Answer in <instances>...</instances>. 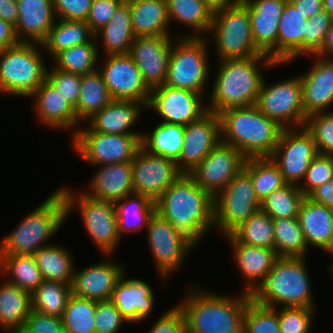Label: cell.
<instances>
[{
	"label": "cell",
	"instance_id": "1",
	"mask_svg": "<svg viewBox=\"0 0 333 333\" xmlns=\"http://www.w3.org/2000/svg\"><path fill=\"white\" fill-rule=\"evenodd\" d=\"M155 204L156 212L194 248L214 228V197L188 174L180 176Z\"/></svg>",
	"mask_w": 333,
	"mask_h": 333
},
{
	"label": "cell",
	"instance_id": "2",
	"mask_svg": "<svg viewBox=\"0 0 333 333\" xmlns=\"http://www.w3.org/2000/svg\"><path fill=\"white\" fill-rule=\"evenodd\" d=\"M188 287L187 296L177 303L185 316L186 333H244L245 312L251 294L237 297Z\"/></svg>",
	"mask_w": 333,
	"mask_h": 333
},
{
	"label": "cell",
	"instance_id": "3",
	"mask_svg": "<svg viewBox=\"0 0 333 333\" xmlns=\"http://www.w3.org/2000/svg\"><path fill=\"white\" fill-rule=\"evenodd\" d=\"M218 63L213 89L209 95L210 100L207 103V110L216 114L228 108L256 105L264 79L261 69L283 65L275 63L268 55L220 60Z\"/></svg>",
	"mask_w": 333,
	"mask_h": 333
},
{
	"label": "cell",
	"instance_id": "4",
	"mask_svg": "<svg viewBox=\"0 0 333 333\" xmlns=\"http://www.w3.org/2000/svg\"><path fill=\"white\" fill-rule=\"evenodd\" d=\"M221 141L248 158L270 157L283 128L256 105L233 107L219 113Z\"/></svg>",
	"mask_w": 333,
	"mask_h": 333
},
{
	"label": "cell",
	"instance_id": "5",
	"mask_svg": "<svg viewBox=\"0 0 333 333\" xmlns=\"http://www.w3.org/2000/svg\"><path fill=\"white\" fill-rule=\"evenodd\" d=\"M66 219L65 199L56 189L3 237L0 256L33 255L39 248L51 244L48 240L58 233Z\"/></svg>",
	"mask_w": 333,
	"mask_h": 333
},
{
	"label": "cell",
	"instance_id": "6",
	"mask_svg": "<svg viewBox=\"0 0 333 333\" xmlns=\"http://www.w3.org/2000/svg\"><path fill=\"white\" fill-rule=\"evenodd\" d=\"M306 258L279 257L251 294L263 306L316 308ZM281 305V306H280Z\"/></svg>",
	"mask_w": 333,
	"mask_h": 333
},
{
	"label": "cell",
	"instance_id": "7",
	"mask_svg": "<svg viewBox=\"0 0 333 333\" xmlns=\"http://www.w3.org/2000/svg\"><path fill=\"white\" fill-rule=\"evenodd\" d=\"M40 43L20 42L0 51V93L30 97L46 80L48 66Z\"/></svg>",
	"mask_w": 333,
	"mask_h": 333
},
{
	"label": "cell",
	"instance_id": "8",
	"mask_svg": "<svg viewBox=\"0 0 333 333\" xmlns=\"http://www.w3.org/2000/svg\"><path fill=\"white\" fill-rule=\"evenodd\" d=\"M209 46L206 36L175 34L164 85L190 90L206 98L205 88L208 89L210 76Z\"/></svg>",
	"mask_w": 333,
	"mask_h": 333
},
{
	"label": "cell",
	"instance_id": "9",
	"mask_svg": "<svg viewBox=\"0 0 333 333\" xmlns=\"http://www.w3.org/2000/svg\"><path fill=\"white\" fill-rule=\"evenodd\" d=\"M206 37L208 42H213L218 61L265 55L255 46L249 12L242 0L213 12L212 25Z\"/></svg>",
	"mask_w": 333,
	"mask_h": 333
},
{
	"label": "cell",
	"instance_id": "10",
	"mask_svg": "<svg viewBox=\"0 0 333 333\" xmlns=\"http://www.w3.org/2000/svg\"><path fill=\"white\" fill-rule=\"evenodd\" d=\"M66 203L67 218L72 210H79L83 227L96 248L105 255H113L121 237L118 233L117 215L114 203L90 197L84 191L73 192L72 188H58Z\"/></svg>",
	"mask_w": 333,
	"mask_h": 333
},
{
	"label": "cell",
	"instance_id": "11",
	"mask_svg": "<svg viewBox=\"0 0 333 333\" xmlns=\"http://www.w3.org/2000/svg\"><path fill=\"white\" fill-rule=\"evenodd\" d=\"M250 174L243 168L214 197V230L225 237L260 210Z\"/></svg>",
	"mask_w": 333,
	"mask_h": 333
},
{
	"label": "cell",
	"instance_id": "12",
	"mask_svg": "<svg viewBox=\"0 0 333 333\" xmlns=\"http://www.w3.org/2000/svg\"><path fill=\"white\" fill-rule=\"evenodd\" d=\"M142 135L105 134L81 127L70 139L71 147L88 165L102 166L121 162H132Z\"/></svg>",
	"mask_w": 333,
	"mask_h": 333
},
{
	"label": "cell",
	"instance_id": "13",
	"mask_svg": "<svg viewBox=\"0 0 333 333\" xmlns=\"http://www.w3.org/2000/svg\"><path fill=\"white\" fill-rule=\"evenodd\" d=\"M256 106L283 129L304 127L307 117L302 105L299 75L273 84L264 78Z\"/></svg>",
	"mask_w": 333,
	"mask_h": 333
},
{
	"label": "cell",
	"instance_id": "14",
	"mask_svg": "<svg viewBox=\"0 0 333 333\" xmlns=\"http://www.w3.org/2000/svg\"><path fill=\"white\" fill-rule=\"evenodd\" d=\"M318 155L312 135L305 127L283 129L270 158L287 184L299 186L310 163Z\"/></svg>",
	"mask_w": 333,
	"mask_h": 333
},
{
	"label": "cell",
	"instance_id": "15",
	"mask_svg": "<svg viewBox=\"0 0 333 333\" xmlns=\"http://www.w3.org/2000/svg\"><path fill=\"white\" fill-rule=\"evenodd\" d=\"M145 231L157 272L160 278L167 280L173 272L181 268L194 247L178 235L174 226L156 211Z\"/></svg>",
	"mask_w": 333,
	"mask_h": 333
},
{
	"label": "cell",
	"instance_id": "16",
	"mask_svg": "<svg viewBox=\"0 0 333 333\" xmlns=\"http://www.w3.org/2000/svg\"><path fill=\"white\" fill-rule=\"evenodd\" d=\"M132 164L133 193L156 201L183 173L176 162L139 147Z\"/></svg>",
	"mask_w": 333,
	"mask_h": 333
},
{
	"label": "cell",
	"instance_id": "17",
	"mask_svg": "<svg viewBox=\"0 0 333 333\" xmlns=\"http://www.w3.org/2000/svg\"><path fill=\"white\" fill-rule=\"evenodd\" d=\"M207 106L201 94L162 85L151 90L146 109L156 112L162 122L186 126L205 115Z\"/></svg>",
	"mask_w": 333,
	"mask_h": 333
},
{
	"label": "cell",
	"instance_id": "18",
	"mask_svg": "<svg viewBox=\"0 0 333 333\" xmlns=\"http://www.w3.org/2000/svg\"><path fill=\"white\" fill-rule=\"evenodd\" d=\"M245 160L238 149L221 141L188 175L215 197L243 169Z\"/></svg>",
	"mask_w": 333,
	"mask_h": 333
},
{
	"label": "cell",
	"instance_id": "19",
	"mask_svg": "<svg viewBox=\"0 0 333 333\" xmlns=\"http://www.w3.org/2000/svg\"><path fill=\"white\" fill-rule=\"evenodd\" d=\"M106 57L98 70L102 73L111 99L138 101L147 106L151 90L131 56L127 53Z\"/></svg>",
	"mask_w": 333,
	"mask_h": 333
},
{
	"label": "cell",
	"instance_id": "20",
	"mask_svg": "<svg viewBox=\"0 0 333 333\" xmlns=\"http://www.w3.org/2000/svg\"><path fill=\"white\" fill-rule=\"evenodd\" d=\"M173 34L136 37L128 54L150 90L165 84Z\"/></svg>",
	"mask_w": 333,
	"mask_h": 333
},
{
	"label": "cell",
	"instance_id": "21",
	"mask_svg": "<svg viewBox=\"0 0 333 333\" xmlns=\"http://www.w3.org/2000/svg\"><path fill=\"white\" fill-rule=\"evenodd\" d=\"M221 142L219 114L207 112L185 126L182 151L176 161L183 174H189Z\"/></svg>",
	"mask_w": 333,
	"mask_h": 333
},
{
	"label": "cell",
	"instance_id": "22",
	"mask_svg": "<svg viewBox=\"0 0 333 333\" xmlns=\"http://www.w3.org/2000/svg\"><path fill=\"white\" fill-rule=\"evenodd\" d=\"M250 17L256 48L278 63V27L287 0H242Z\"/></svg>",
	"mask_w": 333,
	"mask_h": 333
},
{
	"label": "cell",
	"instance_id": "23",
	"mask_svg": "<svg viewBox=\"0 0 333 333\" xmlns=\"http://www.w3.org/2000/svg\"><path fill=\"white\" fill-rule=\"evenodd\" d=\"M313 63L304 74H299L302 86V105L305 116L331 112L333 104V57L311 55Z\"/></svg>",
	"mask_w": 333,
	"mask_h": 333
},
{
	"label": "cell",
	"instance_id": "24",
	"mask_svg": "<svg viewBox=\"0 0 333 333\" xmlns=\"http://www.w3.org/2000/svg\"><path fill=\"white\" fill-rule=\"evenodd\" d=\"M110 256L106 255L103 262L93 263L79 271L77 268L74 270L71 285L74 296L95 301L111 300L116 282L126 268L121 262H114L113 259L109 261L107 257Z\"/></svg>",
	"mask_w": 333,
	"mask_h": 333
},
{
	"label": "cell",
	"instance_id": "25",
	"mask_svg": "<svg viewBox=\"0 0 333 333\" xmlns=\"http://www.w3.org/2000/svg\"><path fill=\"white\" fill-rule=\"evenodd\" d=\"M33 98L37 119L47 127L70 130L71 137L80 128L75 109L47 79L29 97Z\"/></svg>",
	"mask_w": 333,
	"mask_h": 333
},
{
	"label": "cell",
	"instance_id": "26",
	"mask_svg": "<svg viewBox=\"0 0 333 333\" xmlns=\"http://www.w3.org/2000/svg\"><path fill=\"white\" fill-rule=\"evenodd\" d=\"M126 273L116 282L111 301L129 323L141 322L154 309L155 292L145 280L128 278Z\"/></svg>",
	"mask_w": 333,
	"mask_h": 333
},
{
	"label": "cell",
	"instance_id": "27",
	"mask_svg": "<svg viewBox=\"0 0 333 333\" xmlns=\"http://www.w3.org/2000/svg\"><path fill=\"white\" fill-rule=\"evenodd\" d=\"M223 238L229 242L235 266L244 280L243 292L252 294L279 258L275 249L238 243L231 235Z\"/></svg>",
	"mask_w": 333,
	"mask_h": 333
},
{
	"label": "cell",
	"instance_id": "28",
	"mask_svg": "<svg viewBox=\"0 0 333 333\" xmlns=\"http://www.w3.org/2000/svg\"><path fill=\"white\" fill-rule=\"evenodd\" d=\"M145 109L146 105L138 101L111 100L102 110L86 121V126L98 133L142 135L132 126L135 127L134 124H137L142 116V110Z\"/></svg>",
	"mask_w": 333,
	"mask_h": 333
},
{
	"label": "cell",
	"instance_id": "29",
	"mask_svg": "<svg viewBox=\"0 0 333 333\" xmlns=\"http://www.w3.org/2000/svg\"><path fill=\"white\" fill-rule=\"evenodd\" d=\"M18 20L15 26L20 42L42 43L57 20L52 0H17Z\"/></svg>",
	"mask_w": 333,
	"mask_h": 333
},
{
	"label": "cell",
	"instance_id": "30",
	"mask_svg": "<svg viewBox=\"0 0 333 333\" xmlns=\"http://www.w3.org/2000/svg\"><path fill=\"white\" fill-rule=\"evenodd\" d=\"M98 167L97 172L90 179L88 190H83L86 194L92 198L112 203L123 199L125 196L134 194L131 162Z\"/></svg>",
	"mask_w": 333,
	"mask_h": 333
},
{
	"label": "cell",
	"instance_id": "31",
	"mask_svg": "<svg viewBox=\"0 0 333 333\" xmlns=\"http://www.w3.org/2000/svg\"><path fill=\"white\" fill-rule=\"evenodd\" d=\"M298 220L308 247L314 246L333 256V211L305 197Z\"/></svg>",
	"mask_w": 333,
	"mask_h": 333
},
{
	"label": "cell",
	"instance_id": "32",
	"mask_svg": "<svg viewBox=\"0 0 333 333\" xmlns=\"http://www.w3.org/2000/svg\"><path fill=\"white\" fill-rule=\"evenodd\" d=\"M308 18L287 0L278 27V63L304 56V32Z\"/></svg>",
	"mask_w": 333,
	"mask_h": 333
},
{
	"label": "cell",
	"instance_id": "33",
	"mask_svg": "<svg viewBox=\"0 0 333 333\" xmlns=\"http://www.w3.org/2000/svg\"><path fill=\"white\" fill-rule=\"evenodd\" d=\"M136 37L171 35L166 0H126Z\"/></svg>",
	"mask_w": 333,
	"mask_h": 333
},
{
	"label": "cell",
	"instance_id": "34",
	"mask_svg": "<svg viewBox=\"0 0 333 333\" xmlns=\"http://www.w3.org/2000/svg\"><path fill=\"white\" fill-rule=\"evenodd\" d=\"M95 40L102 41L97 46L99 54L103 47L104 55L127 54L134 42L129 3L125 0L115 11L111 20L94 33ZM101 39V40H100Z\"/></svg>",
	"mask_w": 333,
	"mask_h": 333
},
{
	"label": "cell",
	"instance_id": "35",
	"mask_svg": "<svg viewBox=\"0 0 333 333\" xmlns=\"http://www.w3.org/2000/svg\"><path fill=\"white\" fill-rule=\"evenodd\" d=\"M0 284V328L18 333L32 312V293L1 280Z\"/></svg>",
	"mask_w": 333,
	"mask_h": 333
},
{
	"label": "cell",
	"instance_id": "36",
	"mask_svg": "<svg viewBox=\"0 0 333 333\" xmlns=\"http://www.w3.org/2000/svg\"><path fill=\"white\" fill-rule=\"evenodd\" d=\"M167 13L170 25L171 22L189 26L193 33H184L177 36L205 37L208 35L212 20L213 11L206 6L202 0H166Z\"/></svg>",
	"mask_w": 333,
	"mask_h": 333
},
{
	"label": "cell",
	"instance_id": "37",
	"mask_svg": "<svg viewBox=\"0 0 333 333\" xmlns=\"http://www.w3.org/2000/svg\"><path fill=\"white\" fill-rule=\"evenodd\" d=\"M118 233L140 232L146 230L151 216L156 211V204L149 197L141 194H131L114 203ZM144 228V229H143Z\"/></svg>",
	"mask_w": 333,
	"mask_h": 333
},
{
	"label": "cell",
	"instance_id": "38",
	"mask_svg": "<svg viewBox=\"0 0 333 333\" xmlns=\"http://www.w3.org/2000/svg\"><path fill=\"white\" fill-rule=\"evenodd\" d=\"M94 37L86 21L57 19L41 45L43 52L54 58L68 48L89 43Z\"/></svg>",
	"mask_w": 333,
	"mask_h": 333
},
{
	"label": "cell",
	"instance_id": "39",
	"mask_svg": "<svg viewBox=\"0 0 333 333\" xmlns=\"http://www.w3.org/2000/svg\"><path fill=\"white\" fill-rule=\"evenodd\" d=\"M72 253L59 244L39 248L34 254L43 280L72 285L75 264Z\"/></svg>",
	"mask_w": 333,
	"mask_h": 333
},
{
	"label": "cell",
	"instance_id": "40",
	"mask_svg": "<svg viewBox=\"0 0 333 333\" xmlns=\"http://www.w3.org/2000/svg\"><path fill=\"white\" fill-rule=\"evenodd\" d=\"M184 134V125L160 122L152 132H142L141 146L152 154L176 162L182 151Z\"/></svg>",
	"mask_w": 333,
	"mask_h": 333
},
{
	"label": "cell",
	"instance_id": "41",
	"mask_svg": "<svg viewBox=\"0 0 333 333\" xmlns=\"http://www.w3.org/2000/svg\"><path fill=\"white\" fill-rule=\"evenodd\" d=\"M111 100L102 73L98 69L82 75L78 103L74 108L77 120L80 123H86Z\"/></svg>",
	"mask_w": 333,
	"mask_h": 333
},
{
	"label": "cell",
	"instance_id": "42",
	"mask_svg": "<svg viewBox=\"0 0 333 333\" xmlns=\"http://www.w3.org/2000/svg\"><path fill=\"white\" fill-rule=\"evenodd\" d=\"M0 276L30 293L44 281L33 255L0 256Z\"/></svg>",
	"mask_w": 333,
	"mask_h": 333
},
{
	"label": "cell",
	"instance_id": "43",
	"mask_svg": "<svg viewBox=\"0 0 333 333\" xmlns=\"http://www.w3.org/2000/svg\"><path fill=\"white\" fill-rule=\"evenodd\" d=\"M273 231L278 257L306 258L309 247L298 218L273 219Z\"/></svg>",
	"mask_w": 333,
	"mask_h": 333
},
{
	"label": "cell",
	"instance_id": "44",
	"mask_svg": "<svg viewBox=\"0 0 333 333\" xmlns=\"http://www.w3.org/2000/svg\"><path fill=\"white\" fill-rule=\"evenodd\" d=\"M95 37L86 44H80L58 53L54 58V67L64 72L85 75L97 70L101 56ZM98 63V64H97Z\"/></svg>",
	"mask_w": 333,
	"mask_h": 333
},
{
	"label": "cell",
	"instance_id": "45",
	"mask_svg": "<svg viewBox=\"0 0 333 333\" xmlns=\"http://www.w3.org/2000/svg\"><path fill=\"white\" fill-rule=\"evenodd\" d=\"M243 168L250 174L253 188L260 202L273 191L287 184L278 166L270 157L248 158Z\"/></svg>",
	"mask_w": 333,
	"mask_h": 333
},
{
	"label": "cell",
	"instance_id": "46",
	"mask_svg": "<svg viewBox=\"0 0 333 333\" xmlns=\"http://www.w3.org/2000/svg\"><path fill=\"white\" fill-rule=\"evenodd\" d=\"M71 295V285L44 280L32 292V310L61 318Z\"/></svg>",
	"mask_w": 333,
	"mask_h": 333
},
{
	"label": "cell",
	"instance_id": "47",
	"mask_svg": "<svg viewBox=\"0 0 333 333\" xmlns=\"http://www.w3.org/2000/svg\"><path fill=\"white\" fill-rule=\"evenodd\" d=\"M238 243L274 249L273 219L259 210L230 234Z\"/></svg>",
	"mask_w": 333,
	"mask_h": 333
},
{
	"label": "cell",
	"instance_id": "48",
	"mask_svg": "<svg viewBox=\"0 0 333 333\" xmlns=\"http://www.w3.org/2000/svg\"><path fill=\"white\" fill-rule=\"evenodd\" d=\"M305 198L299 186L286 184L273 191L260 204V210L272 219L298 218L299 208Z\"/></svg>",
	"mask_w": 333,
	"mask_h": 333
},
{
	"label": "cell",
	"instance_id": "49",
	"mask_svg": "<svg viewBox=\"0 0 333 333\" xmlns=\"http://www.w3.org/2000/svg\"><path fill=\"white\" fill-rule=\"evenodd\" d=\"M96 301L70 296L62 315L65 333H96L94 316Z\"/></svg>",
	"mask_w": 333,
	"mask_h": 333
},
{
	"label": "cell",
	"instance_id": "50",
	"mask_svg": "<svg viewBox=\"0 0 333 333\" xmlns=\"http://www.w3.org/2000/svg\"><path fill=\"white\" fill-rule=\"evenodd\" d=\"M244 333H281L277 309L251 299L245 312Z\"/></svg>",
	"mask_w": 333,
	"mask_h": 333
},
{
	"label": "cell",
	"instance_id": "51",
	"mask_svg": "<svg viewBox=\"0 0 333 333\" xmlns=\"http://www.w3.org/2000/svg\"><path fill=\"white\" fill-rule=\"evenodd\" d=\"M304 127L312 135L318 154L333 156V111L309 116Z\"/></svg>",
	"mask_w": 333,
	"mask_h": 333
},
{
	"label": "cell",
	"instance_id": "52",
	"mask_svg": "<svg viewBox=\"0 0 333 333\" xmlns=\"http://www.w3.org/2000/svg\"><path fill=\"white\" fill-rule=\"evenodd\" d=\"M281 333H311L315 308L281 307L277 310Z\"/></svg>",
	"mask_w": 333,
	"mask_h": 333
},
{
	"label": "cell",
	"instance_id": "53",
	"mask_svg": "<svg viewBox=\"0 0 333 333\" xmlns=\"http://www.w3.org/2000/svg\"><path fill=\"white\" fill-rule=\"evenodd\" d=\"M332 180L333 156L318 154L310 163L299 189L308 197L320 185Z\"/></svg>",
	"mask_w": 333,
	"mask_h": 333
},
{
	"label": "cell",
	"instance_id": "54",
	"mask_svg": "<svg viewBox=\"0 0 333 333\" xmlns=\"http://www.w3.org/2000/svg\"><path fill=\"white\" fill-rule=\"evenodd\" d=\"M333 23V18L322 10L308 19L304 32V56L315 55L322 46L325 34Z\"/></svg>",
	"mask_w": 333,
	"mask_h": 333
},
{
	"label": "cell",
	"instance_id": "55",
	"mask_svg": "<svg viewBox=\"0 0 333 333\" xmlns=\"http://www.w3.org/2000/svg\"><path fill=\"white\" fill-rule=\"evenodd\" d=\"M125 322L129 323L111 300L96 301V333H119Z\"/></svg>",
	"mask_w": 333,
	"mask_h": 333
},
{
	"label": "cell",
	"instance_id": "56",
	"mask_svg": "<svg viewBox=\"0 0 333 333\" xmlns=\"http://www.w3.org/2000/svg\"><path fill=\"white\" fill-rule=\"evenodd\" d=\"M46 79L56 87L73 108L77 106L81 88V75L64 72L52 66V68L47 69Z\"/></svg>",
	"mask_w": 333,
	"mask_h": 333
},
{
	"label": "cell",
	"instance_id": "57",
	"mask_svg": "<svg viewBox=\"0 0 333 333\" xmlns=\"http://www.w3.org/2000/svg\"><path fill=\"white\" fill-rule=\"evenodd\" d=\"M18 333H65V330L62 318L32 310Z\"/></svg>",
	"mask_w": 333,
	"mask_h": 333
},
{
	"label": "cell",
	"instance_id": "58",
	"mask_svg": "<svg viewBox=\"0 0 333 333\" xmlns=\"http://www.w3.org/2000/svg\"><path fill=\"white\" fill-rule=\"evenodd\" d=\"M57 19L86 21L93 0H52Z\"/></svg>",
	"mask_w": 333,
	"mask_h": 333
},
{
	"label": "cell",
	"instance_id": "59",
	"mask_svg": "<svg viewBox=\"0 0 333 333\" xmlns=\"http://www.w3.org/2000/svg\"><path fill=\"white\" fill-rule=\"evenodd\" d=\"M125 0H93L86 23L95 33L106 25Z\"/></svg>",
	"mask_w": 333,
	"mask_h": 333
},
{
	"label": "cell",
	"instance_id": "60",
	"mask_svg": "<svg viewBox=\"0 0 333 333\" xmlns=\"http://www.w3.org/2000/svg\"><path fill=\"white\" fill-rule=\"evenodd\" d=\"M147 333H186L185 316L182 310L176 304L161 314Z\"/></svg>",
	"mask_w": 333,
	"mask_h": 333
},
{
	"label": "cell",
	"instance_id": "61",
	"mask_svg": "<svg viewBox=\"0 0 333 333\" xmlns=\"http://www.w3.org/2000/svg\"><path fill=\"white\" fill-rule=\"evenodd\" d=\"M308 198L317 204L333 209V180L320 185Z\"/></svg>",
	"mask_w": 333,
	"mask_h": 333
},
{
	"label": "cell",
	"instance_id": "62",
	"mask_svg": "<svg viewBox=\"0 0 333 333\" xmlns=\"http://www.w3.org/2000/svg\"><path fill=\"white\" fill-rule=\"evenodd\" d=\"M20 41L17 38L15 26L0 18V51L16 46Z\"/></svg>",
	"mask_w": 333,
	"mask_h": 333
},
{
	"label": "cell",
	"instance_id": "63",
	"mask_svg": "<svg viewBox=\"0 0 333 333\" xmlns=\"http://www.w3.org/2000/svg\"><path fill=\"white\" fill-rule=\"evenodd\" d=\"M293 6L309 19L324 10L323 0H289Z\"/></svg>",
	"mask_w": 333,
	"mask_h": 333
},
{
	"label": "cell",
	"instance_id": "64",
	"mask_svg": "<svg viewBox=\"0 0 333 333\" xmlns=\"http://www.w3.org/2000/svg\"><path fill=\"white\" fill-rule=\"evenodd\" d=\"M17 0H0V18L16 26L18 20Z\"/></svg>",
	"mask_w": 333,
	"mask_h": 333
},
{
	"label": "cell",
	"instance_id": "65",
	"mask_svg": "<svg viewBox=\"0 0 333 333\" xmlns=\"http://www.w3.org/2000/svg\"><path fill=\"white\" fill-rule=\"evenodd\" d=\"M315 55L333 57V23L325 34L321 49Z\"/></svg>",
	"mask_w": 333,
	"mask_h": 333
},
{
	"label": "cell",
	"instance_id": "66",
	"mask_svg": "<svg viewBox=\"0 0 333 333\" xmlns=\"http://www.w3.org/2000/svg\"><path fill=\"white\" fill-rule=\"evenodd\" d=\"M237 0H202V2L208 6L213 12L220 10L227 5L235 2Z\"/></svg>",
	"mask_w": 333,
	"mask_h": 333
},
{
	"label": "cell",
	"instance_id": "67",
	"mask_svg": "<svg viewBox=\"0 0 333 333\" xmlns=\"http://www.w3.org/2000/svg\"><path fill=\"white\" fill-rule=\"evenodd\" d=\"M323 7L333 18V0H323Z\"/></svg>",
	"mask_w": 333,
	"mask_h": 333
},
{
	"label": "cell",
	"instance_id": "68",
	"mask_svg": "<svg viewBox=\"0 0 333 333\" xmlns=\"http://www.w3.org/2000/svg\"><path fill=\"white\" fill-rule=\"evenodd\" d=\"M329 271L331 272V276H332V279H333V263H331V265L329 264Z\"/></svg>",
	"mask_w": 333,
	"mask_h": 333
}]
</instances>
